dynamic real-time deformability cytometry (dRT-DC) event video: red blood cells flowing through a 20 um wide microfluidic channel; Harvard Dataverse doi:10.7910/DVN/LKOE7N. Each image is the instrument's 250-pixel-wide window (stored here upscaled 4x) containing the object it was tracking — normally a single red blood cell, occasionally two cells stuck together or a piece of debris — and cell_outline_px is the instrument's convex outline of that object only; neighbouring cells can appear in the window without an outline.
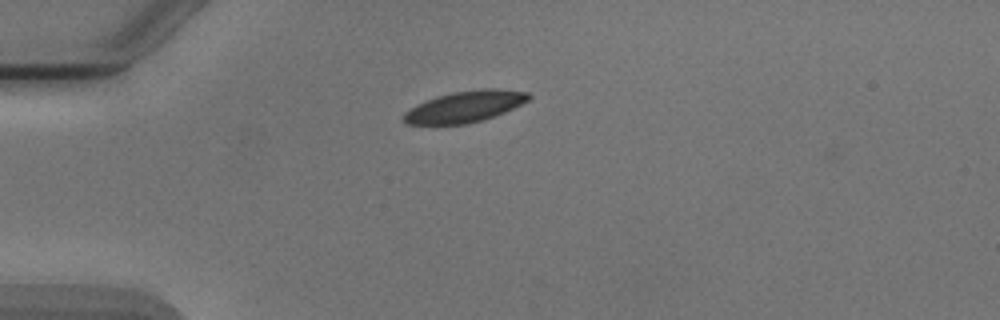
{"species": "Egyptian fruit bat (a non-hibernating species)", "species_latin": "Rousettus aegyptiacus", "temperature_condition": "cold", "stored_images_in_passage": 4, "camera_frame_rate_fps": 3000, "um_per_image_px": 0.085, "animal": {"sex": "male"}, "frame": {"image": 1, "passage_image": 4, "time_ms": 4.333, "image_size_px": [1000, 320], "cell_outline_px": [[532, 96], [528, 100], [496, 116], [484, 120], [468, 124], [404, 124], [404, 112], [408, 108], [416, 104], [436, 96], [452, 92], [484, 88], [496, 88], [528, 92]], "centroid_in_image_um": [39.5, 9.06], "position_along_channel_um": 45.5, "area_um2": 22.89}}